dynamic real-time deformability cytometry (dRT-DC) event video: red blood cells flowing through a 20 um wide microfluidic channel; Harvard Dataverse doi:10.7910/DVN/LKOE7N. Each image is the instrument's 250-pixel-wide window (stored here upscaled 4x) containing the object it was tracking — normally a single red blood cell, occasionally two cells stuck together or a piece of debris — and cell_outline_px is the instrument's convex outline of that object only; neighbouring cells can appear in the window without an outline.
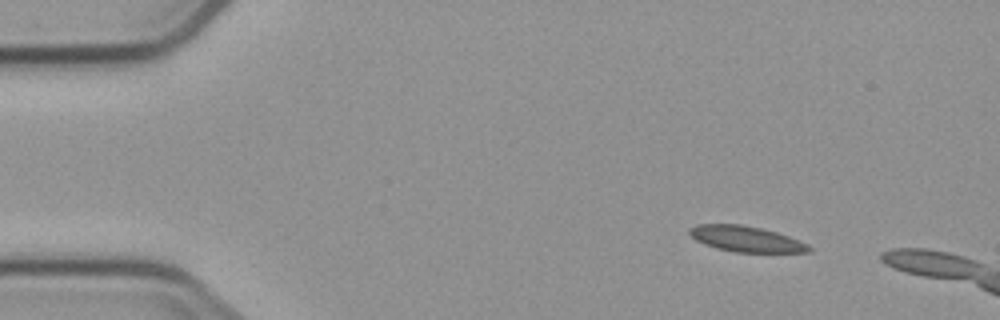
{"species": "common noctule bat (a hibernating species)", "species_latin": "Nyctalus noctula", "temperature_condition": "cold", "stored_images_in_passage": 3, "camera_frame_rate_fps": 3000, "um_per_image_px": 0.085, "animal": {"sex": "male", "body_mass_g": 23.1, "forearm_length_mm": 52.7}, "frame": {"image": 1, "passage_image": 1, "time_ms": 0.0, "image_size_px": [1000, 320], "cell_outline_px": [[812, 252], [736, 252], [716, 248], [704, 244], [696, 240], [688, 232], [688, 228], [696, 224], [740, 224], [760, 228], [776, 232], [788, 236], [808, 244], [812, 248]], "centroid_in_image_um": [63.4, 20.31], "position_along_channel_um": 21.6, "area_um2": 17.86}}